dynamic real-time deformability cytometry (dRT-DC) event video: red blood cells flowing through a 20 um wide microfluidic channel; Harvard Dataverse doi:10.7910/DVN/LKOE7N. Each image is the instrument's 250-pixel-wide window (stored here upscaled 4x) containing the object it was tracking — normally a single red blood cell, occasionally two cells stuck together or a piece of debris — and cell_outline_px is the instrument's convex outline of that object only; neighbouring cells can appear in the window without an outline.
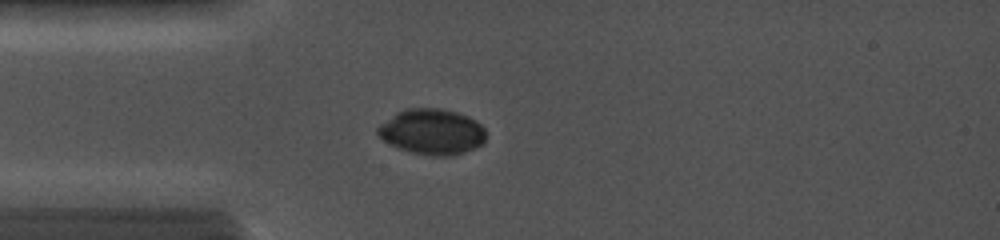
{"species": "common noctule bat (a hibernating species)", "species_latin": "Nyctalus noctula", "temperature_condition": "cold", "stored_images_in_passage": 6, "camera_frame_rate_fps": 5000, "um_per_image_px": 0.085, "animal": {"sex": "female", "body_mass_g": 19.0, "forearm_length_mm": 56.7}, "frame": {"image": 1, "passage_image": 6, "time_ms": 3.6, "image_size_px": [1000, 240], "cell_outline_px": [[484, 144], [476, 148], [452, 156], [432, 156], [412, 152], [400, 148], [384, 140], [376, 132], [376, 128], [380, 124], [396, 112], [404, 108], [440, 108], [456, 112], [468, 116], [476, 120], [484, 128]], "centroid_in_image_um": [36.73, 11.19], "position_along_channel_um": 48.3, "area_um2": 28.78}}